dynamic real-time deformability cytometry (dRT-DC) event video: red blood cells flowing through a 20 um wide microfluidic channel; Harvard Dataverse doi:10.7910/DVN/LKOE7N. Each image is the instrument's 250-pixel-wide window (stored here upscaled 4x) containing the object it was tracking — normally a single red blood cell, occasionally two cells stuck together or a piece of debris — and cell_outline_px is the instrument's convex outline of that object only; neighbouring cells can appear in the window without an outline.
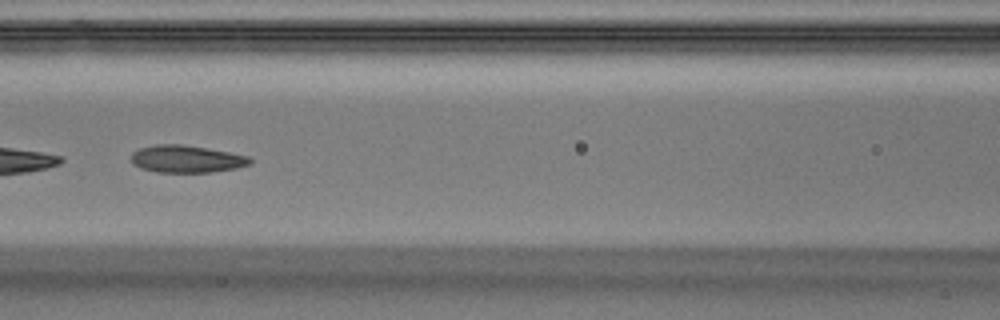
{"species": "Egyptian fruit bat (a non-hibernating species)", "species_latin": "Rousettus aegyptiacus", "temperature_condition": "warm", "stored_images_in_passage": 6, "camera_frame_rate_fps": 3000, "um_per_image_px": 0.085, "animal": {"sex": "male"}, "frame": {"image": 1, "passage_image": 6, "time_ms": 1.667, "image_size_px": [1000, 320], "cell_outline_px": [[252, 164], [236, 168], [212, 172], [156, 172], [140, 168], [132, 164], [132, 152], [140, 148], [156, 144], [180, 144], [228, 152], [248, 156], [252, 160]], "centroid_in_image_um": [15.84, 13.52], "position_along_channel_um": 150.8, "area_um2": 18.84}}